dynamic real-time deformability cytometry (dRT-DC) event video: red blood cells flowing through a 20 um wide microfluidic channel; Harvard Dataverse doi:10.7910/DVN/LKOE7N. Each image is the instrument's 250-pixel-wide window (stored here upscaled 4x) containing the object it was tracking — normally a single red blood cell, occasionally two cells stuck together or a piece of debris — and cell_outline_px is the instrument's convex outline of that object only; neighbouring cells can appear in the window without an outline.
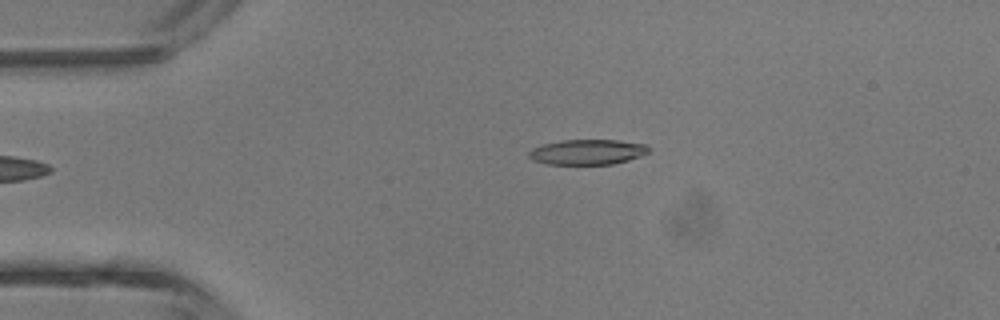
{"species": "common noctule bat (a hibernating species)", "species_latin": "Nyctalus noctula", "temperature_condition": "room temperature", "stored_images_in_passage": 4, "camera_frame_rate_fps": 3000, "um_per_image_px": 0.085, "animal": {"sex": "male", "body_mass_g": 13.3}, "frame": {"image": 1, "passage_image": 4, "time_ms": 3.667, "image_size_px": [1000, 320], "cell_outline_px": [[648, 152], [640, 156], [628, 160], [612, 164], [548, 164], [532, 160], [528, 156], [528, 152], [532, 148], [544, 144], [560, 140], [620, 140], [644, 144], [648, 148]], "centroid_in_image_um": [49.89, 12.92], "position_along_channel_um": 35.1, "area_um2": 17.51}}